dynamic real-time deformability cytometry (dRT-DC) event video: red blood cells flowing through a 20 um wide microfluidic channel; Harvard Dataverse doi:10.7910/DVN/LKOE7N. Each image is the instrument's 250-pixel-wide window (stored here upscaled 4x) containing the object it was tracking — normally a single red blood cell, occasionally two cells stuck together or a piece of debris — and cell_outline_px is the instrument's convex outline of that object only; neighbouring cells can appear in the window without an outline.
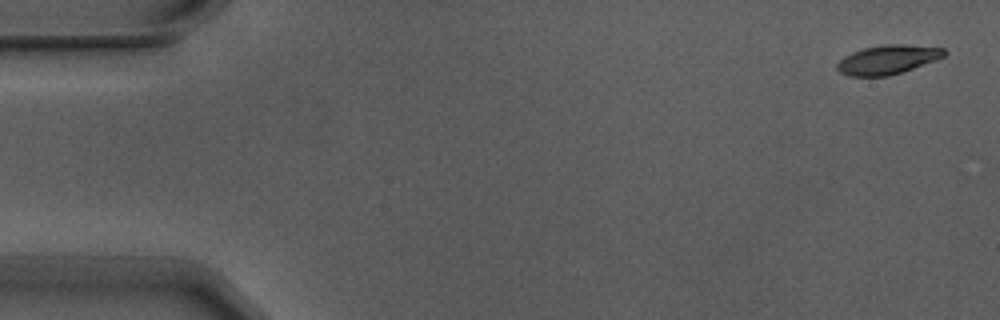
{"species": "Egyptian fruit bat (a non-hibernating species)", "species_latin": "Rousettus aegyptiacus", "temperature_condition": "warm", "stored_images_in_passage": 5, "camera_frame_rate_fps": 3000, "um_per_image_px": 0.085, "animal": {"sex": "male"}, "frame": {"image": 1, "passage_image": 1, "time_ms": 0.0, "image_size_px": [1000, 320], "cell_outline_px": [[948, 52], [944, 56], [936, 60], [888, 76], [848, 76], [840, 72], [836, 68], [836, 64], [844, 56], [852, 52], [864, 48], [884, 44], [904, 44], [944, 48]], "centroid_in_image_um": [75.44, 5.06], "position_along_channel_um": 9.6, "area_um2": 18.09}}
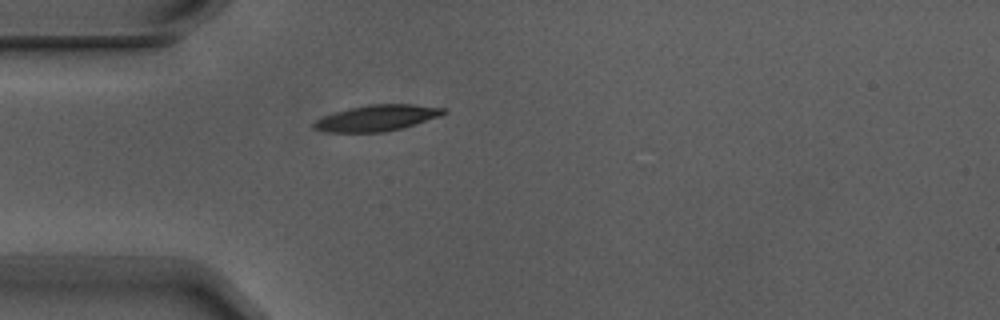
{"frame": {"image": 2, "passage_image": 5, "time_ms": 1.333, "image_size_px": [1000, 320], "cell_outline_px": [[448, 112], [440, 116], [404, 128], [384, 132], [328, 132], [312, 128], [312, 124], [316, 120], [324, 116], [348, 108], [368, 104], [412, 104], [444, 108]], "centroid_in_image_um": [32.05, 10.03], "position_along_channel_um": 52.9, "area_um2": 19.71}}